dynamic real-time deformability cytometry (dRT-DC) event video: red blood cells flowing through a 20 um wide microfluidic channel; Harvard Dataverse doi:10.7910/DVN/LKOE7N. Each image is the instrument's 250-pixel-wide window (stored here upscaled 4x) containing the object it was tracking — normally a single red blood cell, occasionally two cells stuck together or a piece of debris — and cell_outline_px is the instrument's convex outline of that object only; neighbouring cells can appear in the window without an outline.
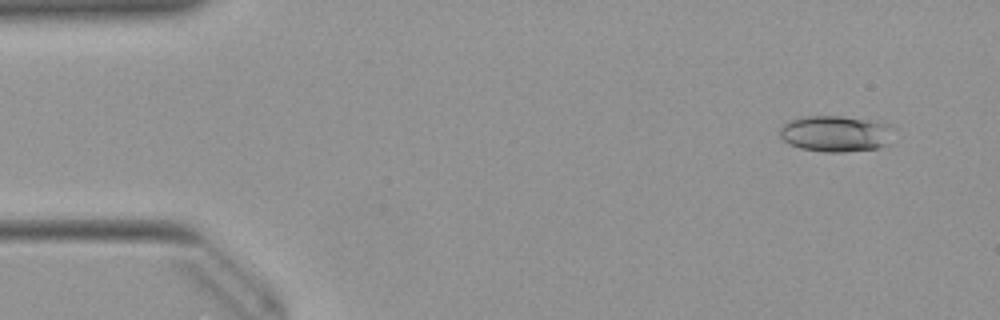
{"species": "Egyptian fruit bat (a non-hibernating species)", "species_latin": "Rousettus aegyptiacus", "temperature_condition": "warm", "stored_images_in_passage": 47, "camera_frame_rate_fps": 3000, "um_per_image_px": 0.085, "animal": {"sex": "female"}, "frame": {"image": 1, "passage_image": 4, "time_ms": 1.0, "image_size_px": [1000, 320], "cell_outline_px": [[896, 128], [892, 144], [876, 148], [844, 152], [824, 152], [800, 148], [788, 144], [780, 136], [780, 128], [788, 120], [804, 116], [840, 116], [888, 124]], "centroid_in_image_um": [71.08, 11.37], "position_along_channel_um": 13.9, "area_um2": 24.33}}
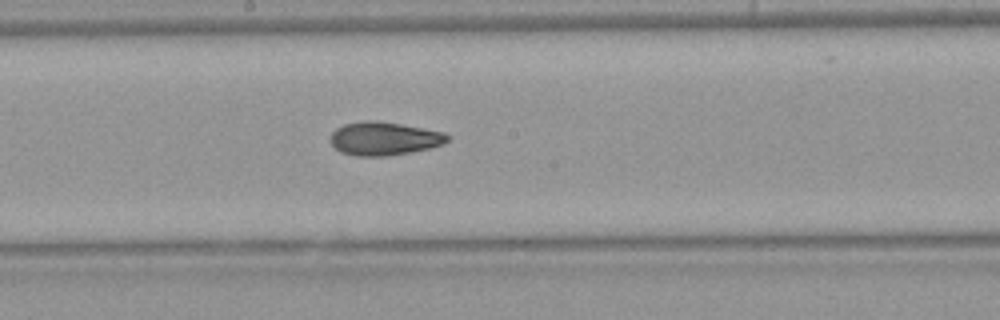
{"frame": {"image": 2, "passage_image": 27, "time_ms": 8.667, "image_size_px": [1000, 320], "cell_outline_px": [[452, 136], [444, 144], [428, 148], [388, 156], [356, 156], [340, 152], [332, 144], [332, 132], [336, 128], [344, 124], [364, 120], [376, 120], [400, 124], [444, 132]], "centroid_in_image_um": [32.66, 11.77], "position_along_channel_um": 215.5, "area_um2": 22.66}}
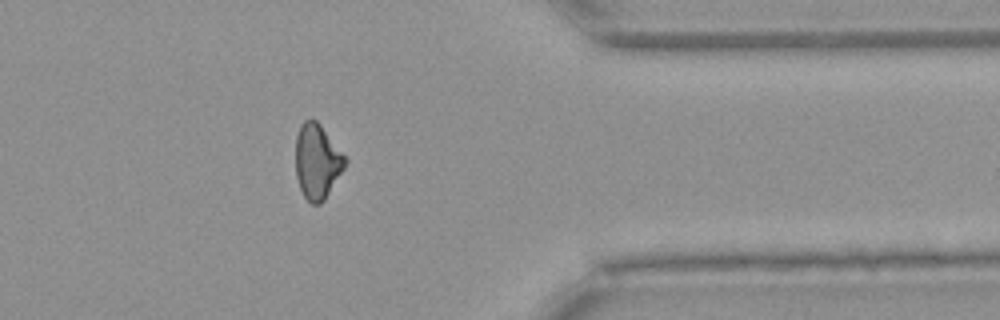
{"frame": {"image": 3, "passage_image": 41, "time_ms": 13.333, "image_size_px": [1000, 320], "cell_outline_px": [[348, 160], [344, 168], [324, 200], [320, 204], [312, 204], [304, 196], [300, 188], [296, 176], [296, 136], [304, 120], [316, 120], [320, 124]], "centroid_in_image_um": [26.96, 13.74], "position_along_channel_um": 384.4, "area_um2": 21.27}, "authors_computed_cell_mechanics": {"area_um2": 22.3108, "velocity_mm_per_s": 3.9894, "shape_relaxation_time_tau1_ms": 9.2638, "shape_relaxation_time_tau2_ms": 4.0409, "deformation_change_tau1": 0.2315, "deformation_change_tau2": 0.1168}}